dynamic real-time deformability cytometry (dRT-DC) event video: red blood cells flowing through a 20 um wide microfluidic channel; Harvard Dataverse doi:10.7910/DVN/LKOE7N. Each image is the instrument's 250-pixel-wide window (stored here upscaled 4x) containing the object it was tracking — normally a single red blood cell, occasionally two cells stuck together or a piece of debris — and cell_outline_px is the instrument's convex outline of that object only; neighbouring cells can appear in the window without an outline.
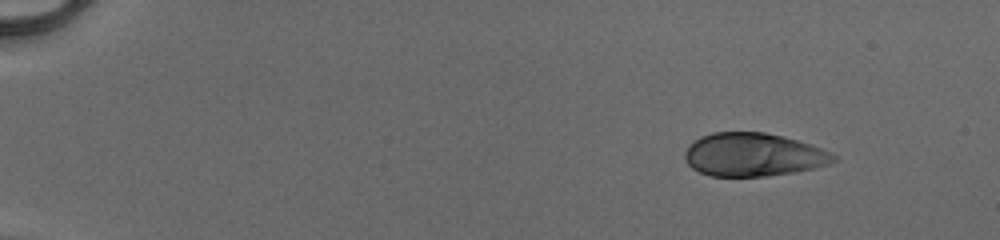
{"species": "human", "species_latin": "Homo sapiens", "temperature_condition": "cold", "stored_images_in_passage": 46, "camera_frame_rate_fps": 3000, "um_per_image_px": 0.085, "donor": {"sex": "male"}, "frame": {"image": 1, "passage_image": 1, "time_ms": 0.0, "image_size_px": [1000, 240], "cell_outline_px": [[836, 160], [828, 164], [796, 172], [768, 176], [708, 176], [692, 168], [688, 164], [684, 156], [684, 152], [688, 144], [700, 136], [712, 132], [764, 132], [812, 144], [836, 156]], "centroid_in_image_um": [63.98, 13.15], "position_along_channel_um": 21.0, "area_um2": 37.51}}
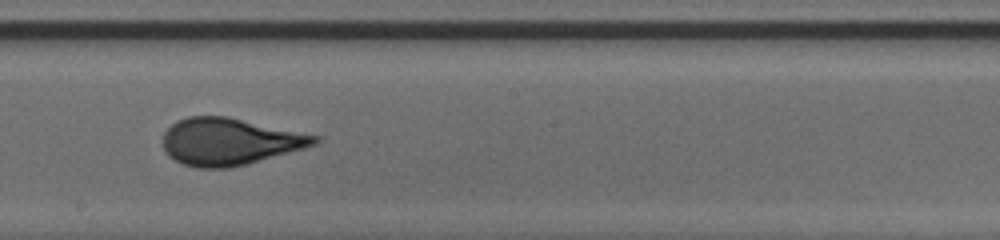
{"frame": {"image": 2, "passage_image": 26, "time_ms": 8.333, "image_size_px": [1000, 240], "cell_outline_px": [[324, 140], [316, 144], [304, 148], [244, 164], [228, 168], [196, 168], [184, 164], [168, 156], [164, 152], [164, 132], [176, 120], [188, 116], [228, 116], [324, 136]], "centroid_in_image_um": [19.56, 12.01], "position_along_channel_um": 228.6, "area_um2": 41.79}}
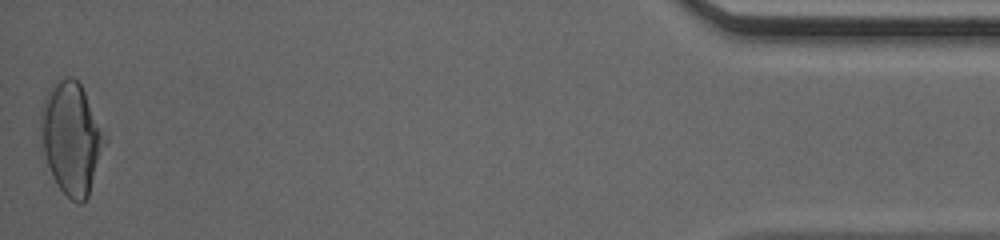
{"frame": {"image": 3, "passage_image": 46, "time_ms": 15.0, "image_size_px": [1000, 240], "cell_outline_px": [[108, 140], [88, 196], [80, 204], [72, 200], [56, 184], [52, 176], [44, 152], [40, 136], [40, 108], [44, 96], [52, 84], [60, 76], [72, 76], [80, 84], [108, 136]], "centroid_in_image_um": [6.08, 11.69], "position_along_channel_um": 429.1, "area_um2": 42.31}, "authors_computed_cell_mechanics": {"area_um2": 40.3733, "velocity_mm_per_s": 4.1415, "shape_relaxation_time_tau1_ms": 4.5735, "shape_relaxation_time_tau2_ms": null, "deformation_change_tau1": 0.1717, "deformation_change_tau2": null}}